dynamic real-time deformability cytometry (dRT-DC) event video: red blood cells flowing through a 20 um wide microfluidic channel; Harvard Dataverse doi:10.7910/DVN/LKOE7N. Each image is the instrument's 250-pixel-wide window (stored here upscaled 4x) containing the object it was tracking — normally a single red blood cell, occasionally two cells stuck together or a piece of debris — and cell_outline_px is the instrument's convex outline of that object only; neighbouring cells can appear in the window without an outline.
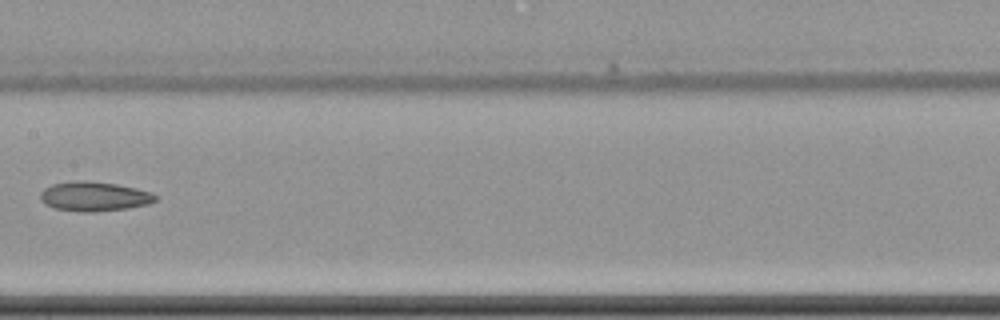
{"species": "common noctule bat (a hibernating species)", "species_latin": "Nyctalus noctula", "temperature_condition": "cold", "stored_images_in_passage": 10, "camera_frame_rate_fps": 3000, "um_per_image_px": 0.085, "animal": {"sex": "female", "body_mass_g": 22.7, "forearm_length_mm": 54.2}, "frame": {"image": 1, "passage_image": 9, "time_ms": 10.667, "image_size_px": [1000, 320], "cell_outline_px": [[160, 196], [156, 200], [148, 204], [128, 208], [92, 212], [80, 212], [56, 208], [44, 204], [40, 200], [40, 192], [44, 188], [52, 184], [84, 180], [116, 184], [136, 188], [152, 192]], "centroid_in_image_um": [8.02, 16.7], "position_along_channel_um": 199.4, "area_um2": 19.83}}
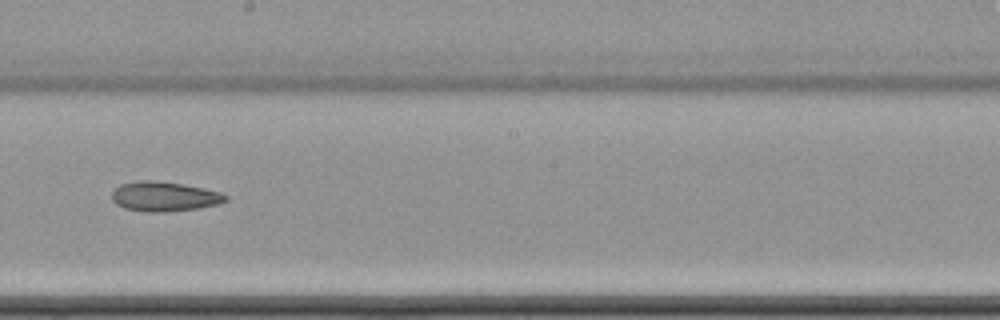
{"frame": {"image": 2, "passage_image": 10, "time_ms": 11.667, "image_size_px": [1000, 320], "cell_outline_px": [[228, 200], [220, 204], [200, 208], [168, 212], [148, 212], [124, 208], [116, 204], [112, 200], [112, 192], [120, 184], [140, 180], [156, 180], [184, 184], [204, 188], [220, 192], [228, 196]], "centroid_in_image_um": [13.99, 16.7], "position_along_channel_um": 234.2, "area_um2": 19.94}}